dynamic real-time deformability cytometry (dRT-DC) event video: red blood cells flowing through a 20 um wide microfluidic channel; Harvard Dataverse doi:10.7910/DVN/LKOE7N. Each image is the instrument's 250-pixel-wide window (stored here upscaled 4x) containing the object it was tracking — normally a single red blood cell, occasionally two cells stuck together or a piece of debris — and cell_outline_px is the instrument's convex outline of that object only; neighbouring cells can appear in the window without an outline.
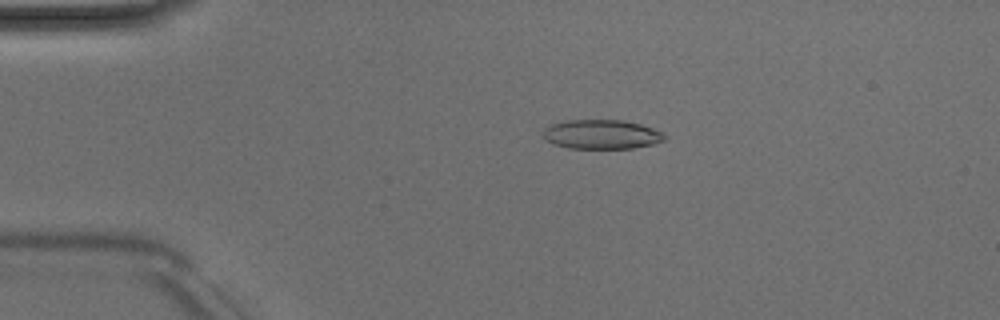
{"species": "Egyptian fruit bat (a non-hibernating species)", "species_latin": "Rousettus aegyptiacus", "temperature_condition": "room temperature", "stored_images_in_passage": 3, "camera_frame_rate_fps": 3000, "um_per_image_px": 0.085, "animal": {"sex": "male"}, "frame": {"image": 1, "passage_image": 2, "time_ms": 1.0, "image_size_px": [1000, 320], "cell_outline_px": [[664, 140], [656, 144], [632, 148], [568, 148], [552, 144], [544, 136], [544, 128], [548, 124], [564, 120], [624, 120], [640, 124], [652, 128], [660, 132], [664, 136]], "centroid_in_image_um": [51.1, 11.41], "position_along_channel_um": 33.9, "area_um2": 20.75}}